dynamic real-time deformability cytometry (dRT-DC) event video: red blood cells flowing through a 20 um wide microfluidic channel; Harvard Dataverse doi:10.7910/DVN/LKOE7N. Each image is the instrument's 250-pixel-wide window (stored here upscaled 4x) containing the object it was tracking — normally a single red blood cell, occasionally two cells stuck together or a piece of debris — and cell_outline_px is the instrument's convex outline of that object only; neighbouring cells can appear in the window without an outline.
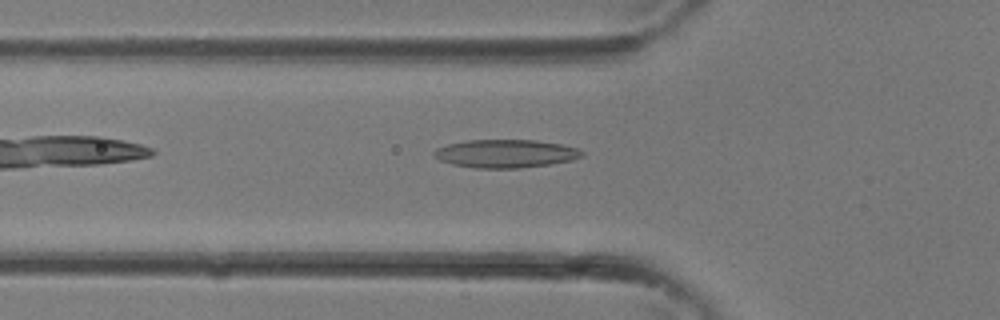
{"species": "common noctule bat (a hibernating species)", "species_latin": "Nyctalus noctula", "temperature_condition": "room temperature", "stored_images_in_passage": 25, "camera_frame_rate_fps": 3000, "um_per_image_px": 0.085, "animal": {"sex": "female"}, "frame": {"image": 1, "passage_image": 3, "time_ms": 0.667, "image_size_px": [1000, 320], "cell_outline_px": [[584, 156], [572, 160], [548, 164], [520, 168], [476, 168], [452, 164], [440, 160], [432, 152], [436, 148], [448, 144], [468, 140], [536, 140], [560, 144], [580, 148], [584, 152]], "centroid_in_image_um": [43.01, 13.05], "position_along_channel_um": 82.8, "area_um2": 24.28}}
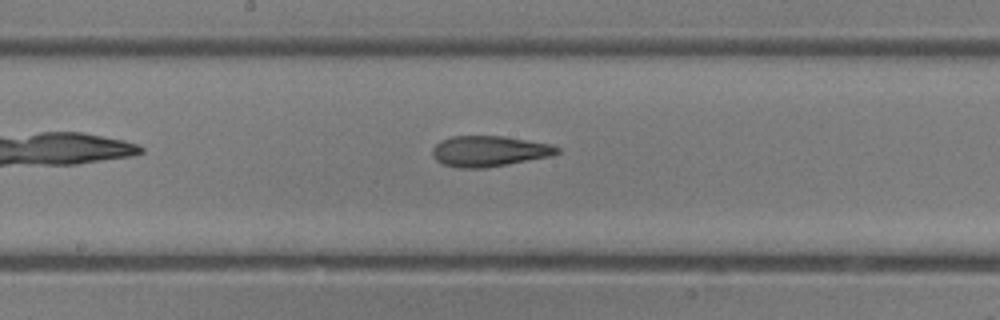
{"frame": {"image": 2, "passage_image": 9, "time_ms": 2.667, "image_size_px": [1000, 320], "cell_outline_px": [[560, 152], [552, 156], [488, 168], [460, 168], [444, 164], [436, 160], [432, 156], [432, 148], [440, 140], [452, 136], [504, 136], [552, 144], [560, 148]], "centroid_in_image_um": [41.6, 12.85], "position_along_channel_um": 206.6, "area_um2": 22.54}}
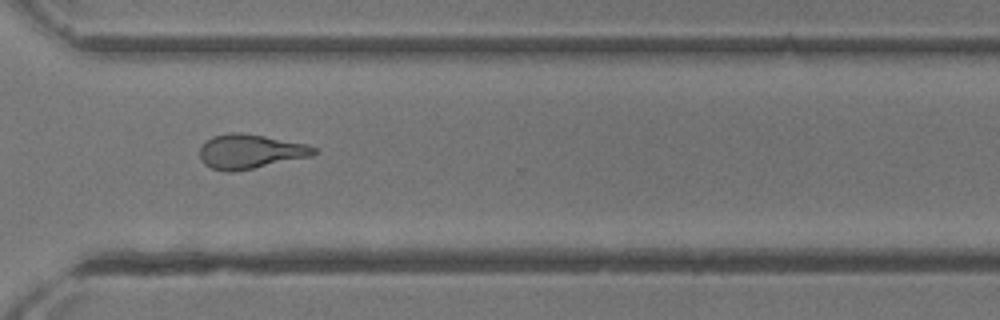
{"frame": {"image": 3, "passage_image": 16, "time_ms": 5.0, "image_size_px": [1000, 320], "cell_outline_px": [[320, 152], [312, 156], [232, 172], [228, 172], [212, 168], [204, 164], [200, 160], [200, 148], [212, 136], [228, 132], [240, 132], [264, 136], [308, 144], [316, 148]], "centroid_in_image_um": [21.28, 12.87], "position_along_channel_um": 349.3, "area_um2": 22.83}}